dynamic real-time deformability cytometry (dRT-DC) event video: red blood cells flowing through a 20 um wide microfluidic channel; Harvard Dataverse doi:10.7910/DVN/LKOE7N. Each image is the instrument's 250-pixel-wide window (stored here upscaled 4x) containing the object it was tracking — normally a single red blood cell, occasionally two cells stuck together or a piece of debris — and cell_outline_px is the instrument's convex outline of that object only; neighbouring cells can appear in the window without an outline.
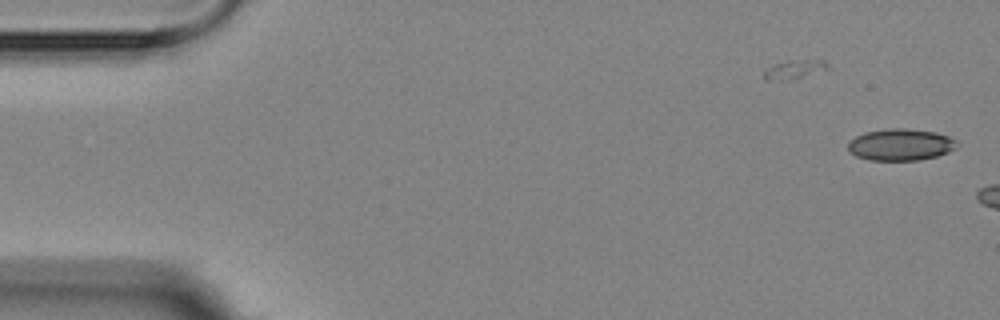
{"species": "Egyptian fruit bat (a non-hibernating species)", "species_latin": "Rousettus aegyptiacus", "temperature_condition": "room temperature", "stored_images_in_passage": 2, "camera_frame_rate_fps": 3000, "um_per_image_px": 0.085, "animal": {"sex": "female"}, "frame": {"image": 1, "passage_image": 2, "time_ms": 1.0, "image_size_px": [1000, 320], "cell_outline_px": [[960, 144], [956, 148], [948, 152], [936, 156], [920, 160], [868, 160], [856, 156], [848, 152], [848, 144], [856, 136], [864, 132], [888, 128], [904, 128], [936, 132], [948, 136], [956, 140]], "centroid_in_image_um": [76.56, 12.29], "position_along_channel_um": 8.4, "area_um2": 20.29}}